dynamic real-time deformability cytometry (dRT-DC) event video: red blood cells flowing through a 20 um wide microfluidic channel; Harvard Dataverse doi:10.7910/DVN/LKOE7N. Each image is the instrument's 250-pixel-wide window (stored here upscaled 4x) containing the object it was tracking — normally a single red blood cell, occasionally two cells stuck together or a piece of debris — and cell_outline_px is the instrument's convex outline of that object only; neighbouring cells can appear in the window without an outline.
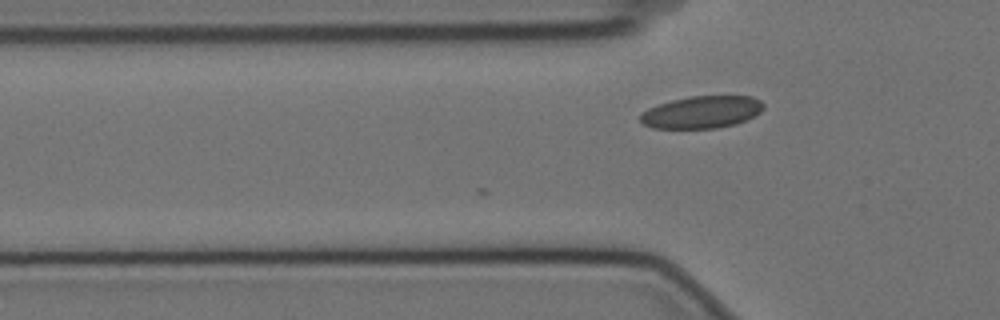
{"species": "Egyptian fruit bat (a non-hibernating species)", "species_latin": "Rousettus aegyptiacus", "temperature_condition": "cold", "stored_images_in_passage": 2, "camera_frame_rate_fps": 3000, "um_per_image_px": 0.085, "animal": {"sex": "female"}, "frame": {"image": 1, "passage_image": 2, "time_ms": 0.333, "image_size_px": [1000, 320], "cell_outline_px": [[764, 108], [756, 116], [736, 124], [716, 128], [652, 128], [644, 124], [640, 120], [640, 116], [648, 108], [672, 100], [692, 96], [752, 96], [760, 100], [764, 104]], "centroid_in_image_um": [59.7, 9.53], "position_along_channel_um": 66.1, "area_um2": 23.12}}